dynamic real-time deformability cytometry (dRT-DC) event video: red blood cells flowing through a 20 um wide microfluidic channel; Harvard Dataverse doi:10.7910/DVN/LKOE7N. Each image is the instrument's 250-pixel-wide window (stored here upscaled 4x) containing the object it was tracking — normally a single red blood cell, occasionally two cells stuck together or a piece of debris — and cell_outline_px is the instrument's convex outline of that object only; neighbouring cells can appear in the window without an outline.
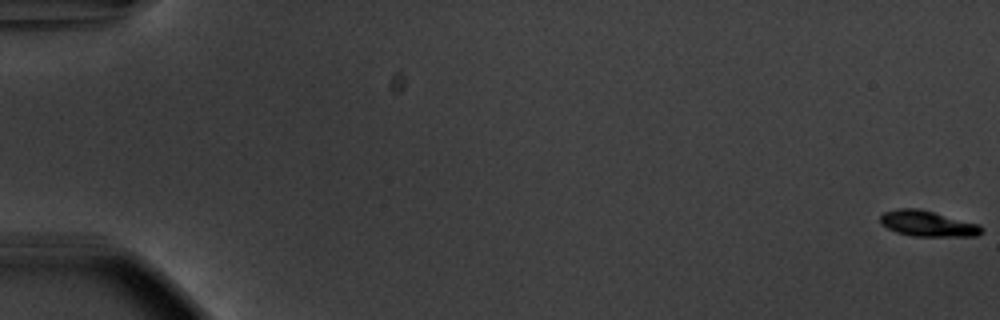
{"species": "common noctule bat (a hibernating species)", "species_latin": "Nyctalus noctula", "temperature_condition": "warm", "stored_images_in_passage": 57, "camera_frame_rate_fps": 3000, "um_per_image_px": 0.085, "animal": {"sex": "male", "body_mass_g": 20.1, "forearm_length_mm": 53.5}, "frame": {"image": 1, "passage_image": 1, "time_ms": 0.0, "image_size_px": [1000, 320], "cell_outline_px": [[984, 232], [976, 236], [912, 236], [896, 232], [880, 224], [880, 216], [884, 212], [896, 208], [920, 208], [980, 224], [984, 228]], "centroid_in_image_um": [78.87, 19.0], "position_along_channel_um": 6.1, "area_um2": 15.43}}
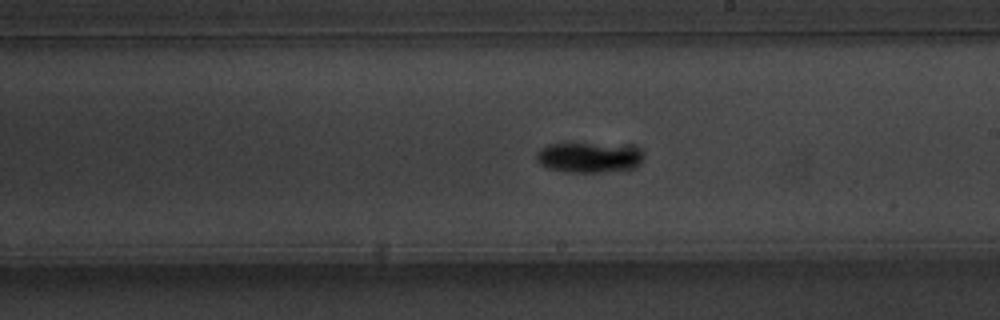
{"frame": {"image": 2, "passage_image": 34, "time_ms": 11.0, "image_size_px": [1000, 320], "cell_outline_px": [[644, 156], [640, 164], [632, 168], [604, 172], [564, 172], [548, 168], [540, 164], [536, 160], [536, 152], [540, 148], [548, 144], [564, 140], [572, 140], [636, 148], [644, 152]], "centroid_in_image_um": [49.97, 13.33], "position_along_channel_um": 239.0, "area_um2": 19.71}}
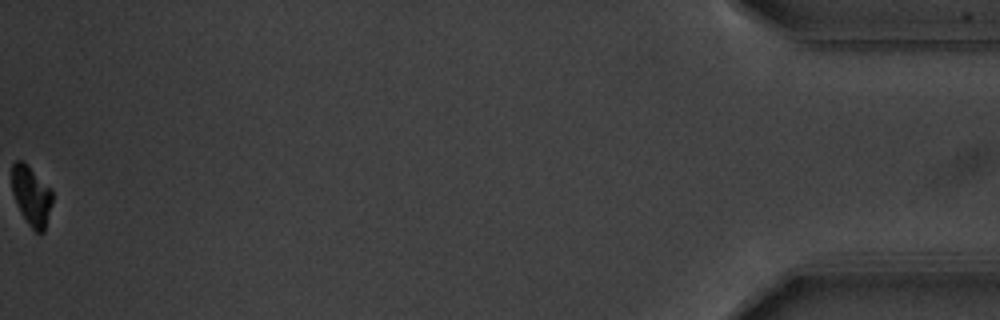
{"frame": {"image": 3, "passage_image": 57, "time_ms": 18.667, "image_size_px": [1000, 320], "cell_outline_px": [[52, 204], [44, 232], [36, 232], [28, 224], [12, 192], [12, 164], [16, 160], [24, 160], [52, 188]], "centroid_in_image_um": [2.69, 16.58], "position_along_channel_um": 432.5, "area_um2": 14.1}, "authors_computed_cell_mechanics": {"area_um2": 16.2418, "velocity_mm_per_s": 3.7158, "shape_relaxation_time_tau1_ms": 1.7789, "shape_relaxation_time_tau2_ms": null, "deformation_change_tau1": 0.1511, "deformation_change_tau2": null}}